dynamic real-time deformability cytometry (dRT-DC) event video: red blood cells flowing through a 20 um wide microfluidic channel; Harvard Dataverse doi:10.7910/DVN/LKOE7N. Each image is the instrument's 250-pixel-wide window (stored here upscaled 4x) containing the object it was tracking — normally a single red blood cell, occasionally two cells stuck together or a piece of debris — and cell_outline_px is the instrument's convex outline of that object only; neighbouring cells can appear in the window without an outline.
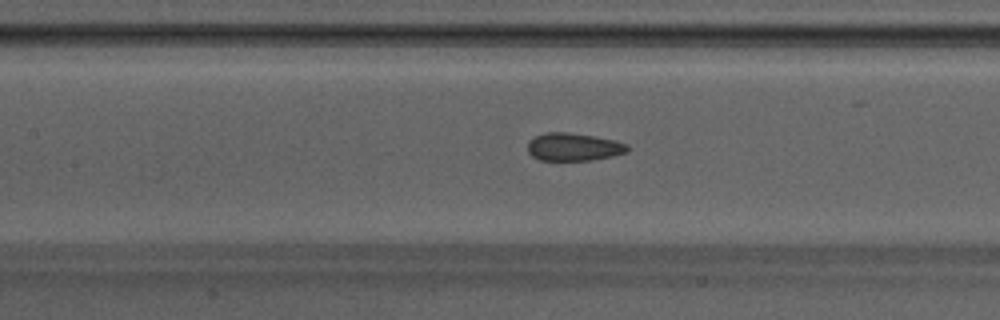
{"species": "Egyptian fruit bat (a non-hibernating species)", "species_latin": "Rousettus aegyptiacus", "temperature_condition": "warm", "stored_images_in_passage": 49, "camera_frame_rate_fps": 3000, "um_per_image_px": 0.085, "animal": {"sex": "male"}, "frame": {"image": 1, "passage_image": 22, "time_ms": 7.0, "image_size_px": [1000, 320], "cell_outline_px": [[628, 152], [612, 156], [592, 160], [540, 160], [532, 156], [528, 152], [528, 140], [536, 136], [548, 132], [568, 132], [592, 136], [612, 140], [628, 144]], "centroid_in_image_um": [48.74, 12.49], "position_along_channel_um": 158.7, "area_um2": 16.07}, "authors_computed_cell_mechanics": {"area_um2": 16.6464, "velocity_mm_per_s": 4.2434, "shape_relaxation_time_tau1_ms": null, "shape_relaxation_time_tau2_ms": 1.2911, "deformation_change_tau1": null, "deformation_change_tau2": 0.0523}}